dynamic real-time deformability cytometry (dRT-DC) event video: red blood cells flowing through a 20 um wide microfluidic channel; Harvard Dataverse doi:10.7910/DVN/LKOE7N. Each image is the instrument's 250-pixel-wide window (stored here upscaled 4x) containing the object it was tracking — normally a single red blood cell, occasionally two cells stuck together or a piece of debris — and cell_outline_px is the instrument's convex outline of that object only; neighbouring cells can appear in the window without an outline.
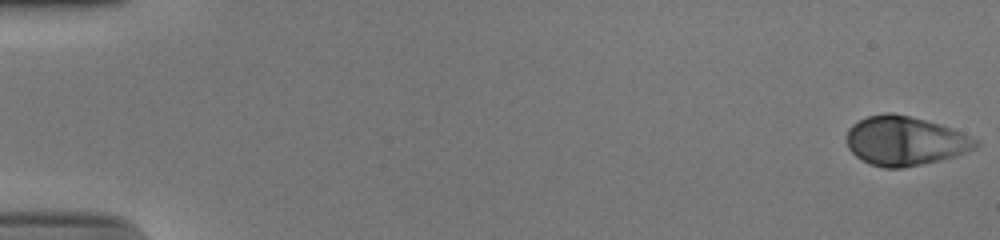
{"species": "human", "species_latin": "Homo sapiens", "temperature_condition": "cold", "stored_images_in_passage": 53, "camera_frame_rate_fps": 3000, "um_per_image_px": 0.085, "donor": {"sex": "male"}, "frame": {"image": 1, "passage_image": 1, "time_ms": 0.0, "image_size_px": [1000, 240], "cell_outline_px": [[980, 144], [976, 148], [956, 156], [940, 160], [900, 168], [884, 168], [868, 164], [856, 156], [848, 148], [844, 140], [844, 136], [848, 128], [852, 124], [868, 116], [884, 112], [892, 112], [940, 124], [952, 128], [976, 140]], "centroid_in_image_um": [76.86, 11.98], "position_along_channel_um": 8.1, "area_um2": 37.11}}
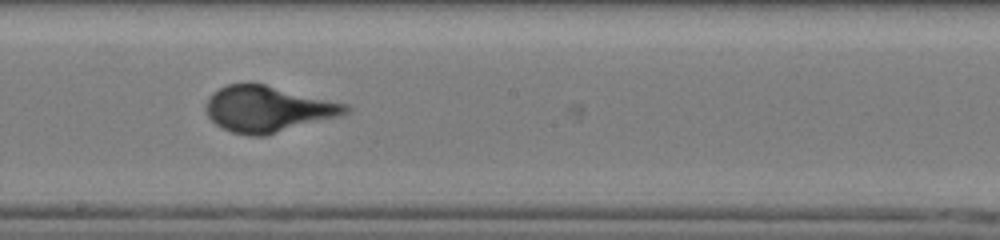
{"frame": {"image": 2, "passage_image": 31, "time_ms": 10.0, "image_size_px": [1000, 240], "cell_outline_px": [[352, 108], [348, 112], [340, 116], [264, 136], [248, 136], [232, 132], [216, 124], [208, 116], [204, 108], [204, 104], [212, 92], [228, 84], [264, 84], [348, 104]], "centroid_in_image_um": [22.76, 9.27], "position_along_channel_um": 225.4, "area_um2": 37.34}}
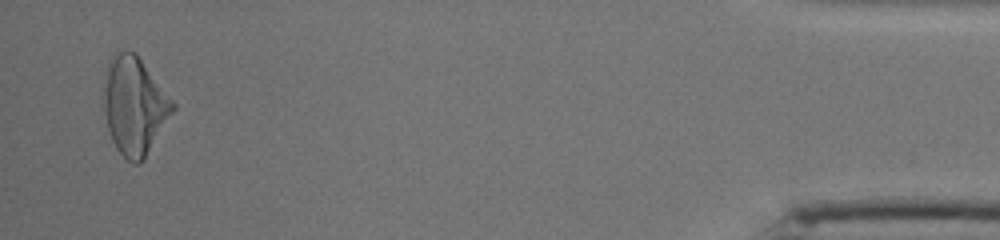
{"frame": {"image": 3, "passage_image": 52, "time_ms": 17.0, "image_size_px": [1000, 240], "cell_outline_px": [[176, 108], [144, 160], [140, 164], [132, 164], [116, 148], [112, 140], [108, 128], [104, 108], [104, 88], [108, 68], [112, 60], [120, 52], [136, 52], [176, 104]], "centroid_in_image_um": [11.47, 9.04], "position_along_channel_um": 423.7, "area_um2": 38.73}}